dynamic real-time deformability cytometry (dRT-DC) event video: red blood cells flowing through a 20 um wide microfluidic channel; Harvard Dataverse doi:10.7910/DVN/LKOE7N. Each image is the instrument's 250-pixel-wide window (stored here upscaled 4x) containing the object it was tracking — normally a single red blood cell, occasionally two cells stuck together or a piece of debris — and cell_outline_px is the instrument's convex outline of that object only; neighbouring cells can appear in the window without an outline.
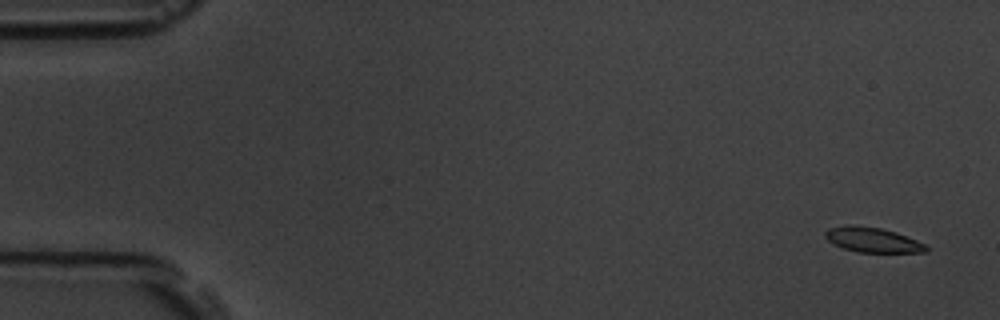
{"species": "common noctule bat (a hibernating species)", "species_latin": "Nyctalus noctula", "temperature_condition": "room temperature", "stored_images_in_passage": 5, "camera_frame_rate_fps": 3000, "um_per_image_px": 0.085, "animal": {"sex": "male", "body_mass_g": 19.5, "forearm_length_mm": 54.6}, "frame": {"image": 1, "passage_image": 1, "time_ms": 0.0, "image_size_px": [1000, 320], "cell_outline_px": [[928, 252], [856, 252], [832, 244], [824, 236], [824, 232], [828, 228], [848, 224], [880, 228], [896, 232], [916, 240], [924, 244], [928, 248]], "centroid_in_image_um": [74.12, 20.38], "position_along_channel_um": 10.9, "area_um2": 14.62}}
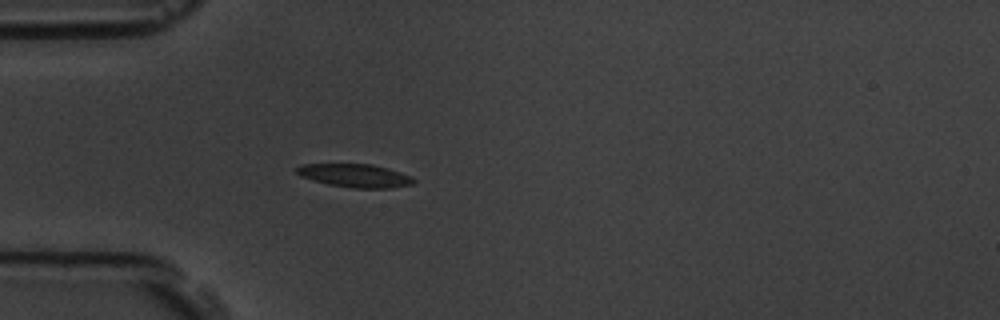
{"frame": {"image": 2, "passage_image": 5, "time_ms": 4.667, "image_size_px": [1000, 320], "cell_outline_px": [[416, 180], [412, 184], [392, 188], [352, 188], [328, 184], [312, 180], [300, 176], [296, 172], [296, 168], [304, 164], [372, 164], [388, 168], [412, 176]], "centroid_in_image_um": [30.2, 14.93], "position_along_channel_um": 54.8, "area_um2": 15.9}}